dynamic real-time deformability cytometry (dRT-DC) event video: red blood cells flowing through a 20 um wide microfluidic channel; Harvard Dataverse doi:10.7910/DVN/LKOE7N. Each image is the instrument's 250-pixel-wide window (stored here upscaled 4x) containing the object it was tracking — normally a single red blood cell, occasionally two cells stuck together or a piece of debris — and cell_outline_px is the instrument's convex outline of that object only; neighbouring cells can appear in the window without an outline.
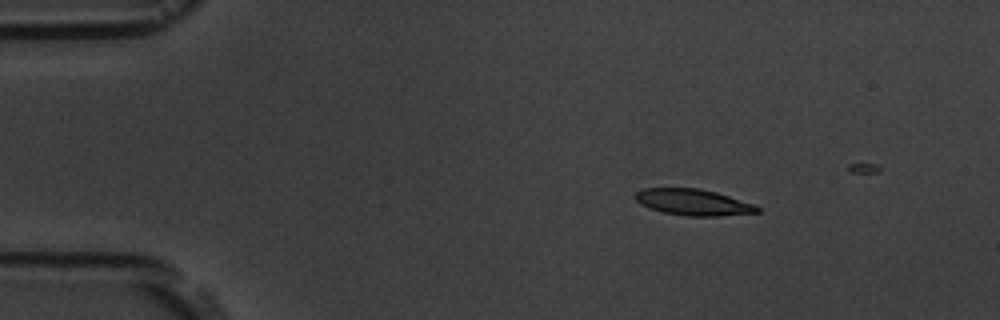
{"species": "common noctule bat (a hibernating species)", "species_latin": "Nyctalus noctula", "temperature_condition": "room temperature", "stored_images_in_passage": 4, "camera_frame_rate_fps": 3000, "um_per_image_px": 0.085, "animal": {"sex": "male", "body_mass_g": 19.5, "forearm_length_mm": 54.6}, "frame": {"image": 1, "passage_image": 2, "time_ms": 1.0, "image_size_px": [1000, 320], "cell_outline_px": [[760, 212], [720, 216], [684, 216], [664, 212], [648, 208], [640, 204], [632, 196], [636, 192], [644, 188], [700, 188], [716, 192], [756, 204], [760, 208]], "centroid_in_image_um": [58.92, 17.19], "position_along_channel_um": 26.1, "area_um2": 18.9}}